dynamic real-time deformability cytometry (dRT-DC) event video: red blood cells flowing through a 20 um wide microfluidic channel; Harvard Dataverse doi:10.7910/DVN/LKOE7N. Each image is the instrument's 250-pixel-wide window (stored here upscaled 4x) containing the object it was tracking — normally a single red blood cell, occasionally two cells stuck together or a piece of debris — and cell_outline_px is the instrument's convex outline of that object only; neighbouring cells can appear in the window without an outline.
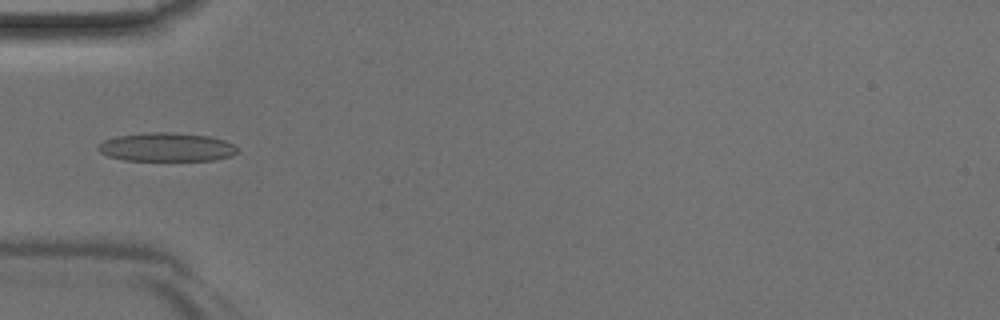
{"species": "Egyptian fruit bat (a non-hibernating species)", "species_latin": "Rousettus aegyptiacus", "temperature_condition": "room temperature", "stored_images_in_passage": 32, "camera_frame_rate_fps": 3000, "um_per_image_px": 0.085, "animal": {"sex": "male"}, "frame": {"image": 1, "passage_image": 2, "time_ms": 0.333, "image_size_px": [1000, 320], "cell_outline_px": [[236, 152], [228, 156], [216, 160], [124, 160], [108, 156], [100, 152], [96, 148], [104, 140], [116, 136], [144, 132], [172, 132], [208, 136], [224, 140], [232, 144], [236, 148]], "centroid_in_image_um": [14.1, 12.49], "position_along_channel_um": 70.9, "area_um2": 23.12}}
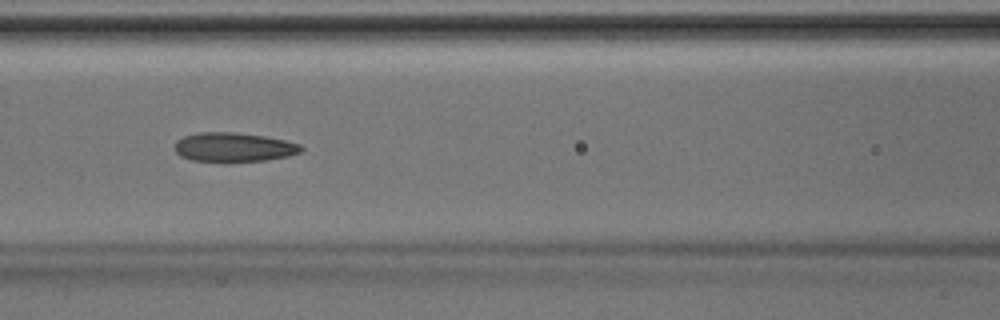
{"frame": {"image": 2, "passage_image": 7, "time_ms": 2.0, "image_size_px": [1000, 320], "cell_outline_px": [[304, 148], [300, 152], [288, 156], [264, 160], [228, 164], [224, 164], [192, 160], [180, 156], [176, 152], [176, 140], [184, 136], [200, 132], [232, 132], [264, 136], [284, 140], [300, 144]], "centroid_in_image_um": [19.85, 12.55], "position_along_channel_um": 146.8, "area_um2": 22.02}}
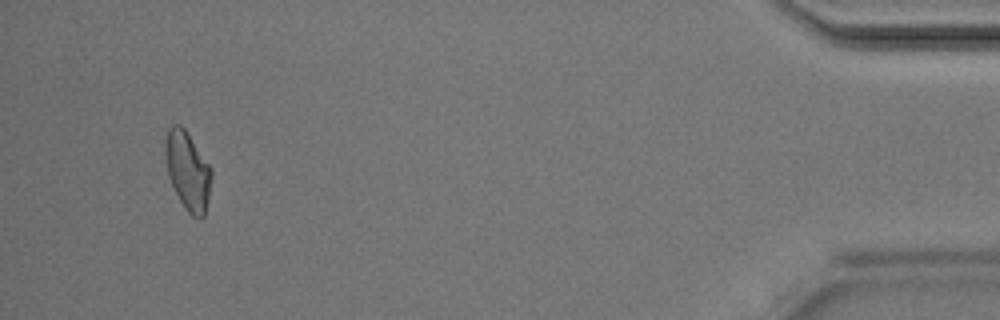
{"frame": {"image": 3, "passage_image": 30, "time_ms": 9.667, "image_size_px": [1000, 320], "cell_outline_px": [[212, 176], [204, 216], [200, 220], [192, 216], [184, 208], [168, 176], [164, 152], [164, 144], [168, 128], [172, 124], [180, 124], [184, 128], [208, 164], [212, 172]], "centroid_in_image_um": [15.93, 14.51], "position_along_channel_um": 419.3, "area_um2": 20.87}}